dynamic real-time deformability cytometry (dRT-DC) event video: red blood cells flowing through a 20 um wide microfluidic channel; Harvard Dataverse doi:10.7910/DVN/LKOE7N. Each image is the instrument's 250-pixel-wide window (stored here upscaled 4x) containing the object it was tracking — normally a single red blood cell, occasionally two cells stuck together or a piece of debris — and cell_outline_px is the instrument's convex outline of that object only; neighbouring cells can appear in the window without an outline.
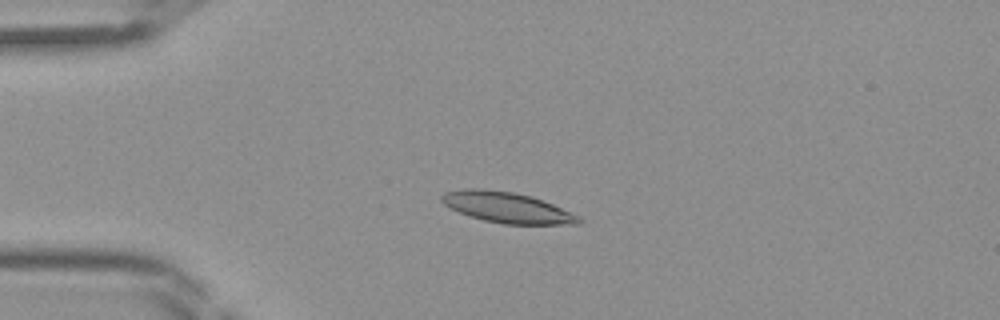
{"species": "Egyptian fruit bat (a non-hibernating species)", "species_latin": "Rousettus aegyptiacus", "temperature_condition": "room temperature", "stored_images_in_passage": 44, "camera_frame_rate_fps": 3000, "um_per_image_px": 0.085, "frame": {"image": 1, "passage_image": 11, "time_ms": 3.333, "image_size_px": [1000, 320], "cell_outline_px": [[584, 220], [580, 224], [504, 224], [484, 220], [448, 208], [440, 200], [440, 196], [444, 192], [468, 188], [476, 188], [512, 192], [532, 196], [552, 204], [580, 216]], "centroid_in_image_um": [43.1, 17.63], "position_along_channel_um": 41.9, "area_um2": 24.39}}
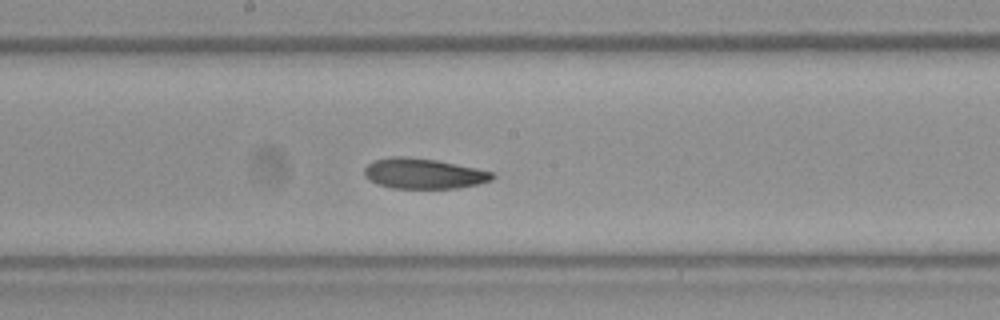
{"frame": {"image": 2, "passage_image": 24, "time_ms": 7.667, "image_size_px": [1000, 320], "cell_outline_px": [[496, 176], [492, 180], [476, 184], [456, 188], [392, 188], [368, 180], [364, 176], [364, 168], [372, 160], [392, 156], [404, 156], [436, 160], [496, 172]], "centroid_in_image_um": [36.0, 14.74], "position_along_channel_um": 212.2, "area_um2": 22.72}}
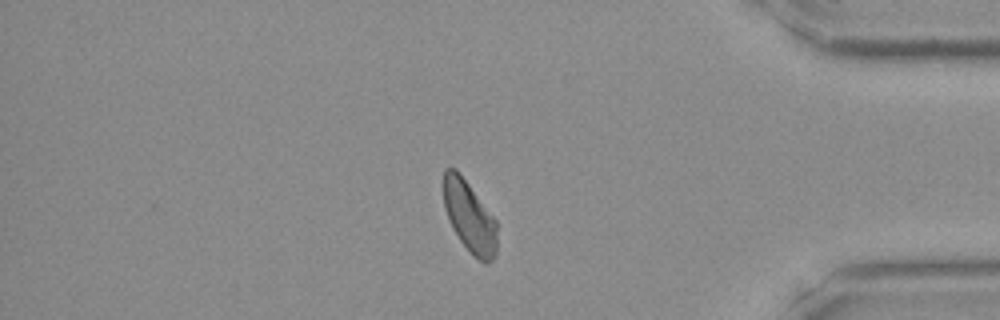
{"frame": {"image": 3, "passage_image": 38, "time_ms": 12.333, "image_size_px": [1000, 320], "cell_outline_px": [[496, 256], [488, 264], [472, 256], [460, 240], [452, 228], [444, 208], [444, 168], [456, 168], [460, 172], [496, 220]], "centroid_in_image_um": [39.9, 18.42], "position_along_channel_um": 395.3, "area_um2": 22.25}}